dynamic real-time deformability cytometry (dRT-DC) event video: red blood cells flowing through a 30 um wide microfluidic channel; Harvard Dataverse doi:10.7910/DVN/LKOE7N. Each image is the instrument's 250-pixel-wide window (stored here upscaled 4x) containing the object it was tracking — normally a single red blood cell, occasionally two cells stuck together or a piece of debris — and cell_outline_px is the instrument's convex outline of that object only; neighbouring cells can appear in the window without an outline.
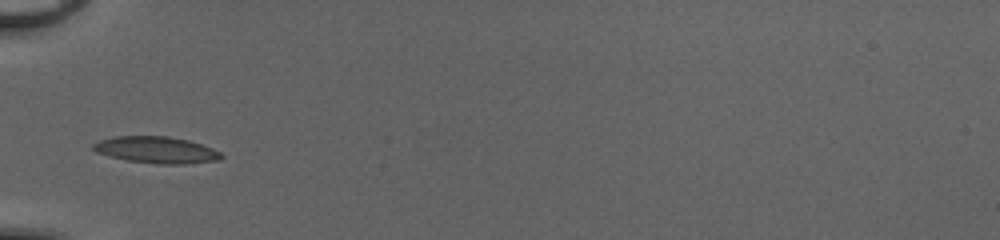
{"species": "common noctule bat (a hibernating species)", "species_latin": "Nyctalus noctula", "temperature_condition": "cold", "stored_images_in_passage": 30, "camera_frame_rate_fps": 3000, "um_per_image_px": 0.085, "animal": {"sex": "female", "body_mass_g": 20.0, "forearm_length_mm": 54.0}, "frame": {"image": 1, "passage_image": 1, "time_ms": 0.0, "image_size_px": [1000, 240], "cell_outline_px": [[224, 156], [220, 160], [184, 164], [156, 164], [128, 160], [96, 152], [92, 148], [92, 144], [100, 140], [116, 136], [168, 136], [188, 140], [212, 148], [220, 152]], "centroid_in_image_um": [13.31, 12.74], "position_along_channel_um": 71.7, "area_um2": 19.77}}
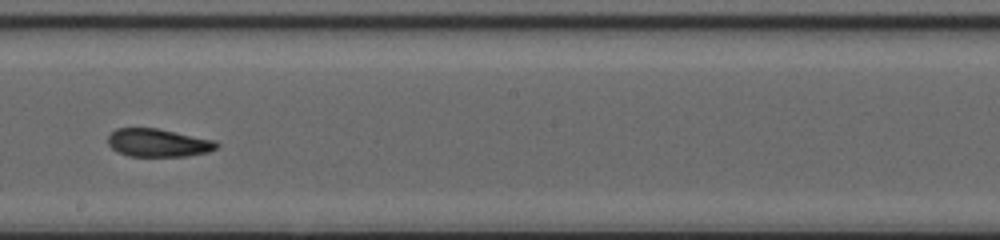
{"frame": {"image": 2, "passage_image": 13, "time_ms": 4.0, "image_size_px": [1000, 240], "cell_outline_px": [[220, 144], [216, 148], [208, 152], [188, 156], [128, 156], [116, 152], [108, 144], [108, 136], [116, 128], [156, 128], [216, 140]], "centroid_in_image_um": [13.44, 12.14], "position_along_channel_um": 234.8, "area_um2": 17.86}}
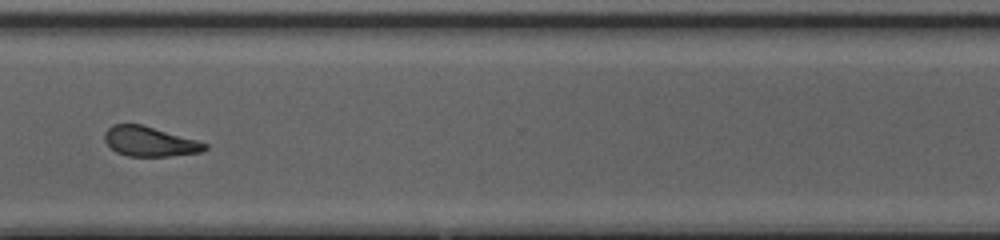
{"frame": {"image": 3, "passage_image": 22, "time_ms": 7.0, "image_size_px": [1000, 240], "cell_outline_px": [[208, 148], [204, 152], [168, 156], [128, 156], [116, 152], [104, 140], [104, 132], [112, 124], [140, 124], [196, 140], [208, 144]], "centroid_in_image_um": [12.72, 12.03], "position_along_channel_um": 357.9, "area_um2": 17.28}, "authors_computed_cell_mechanics": {"area_um2": 18.0336, "velocity_mm_per_s": 4.1048, "shape_relaxation_time_tau1_ms": 4.8119, "shape_relaxation_time_tau2_ms": 2.2392, "deformation_change_tau1": 0.1558, "deformation_change_tau2": 0.0804}}